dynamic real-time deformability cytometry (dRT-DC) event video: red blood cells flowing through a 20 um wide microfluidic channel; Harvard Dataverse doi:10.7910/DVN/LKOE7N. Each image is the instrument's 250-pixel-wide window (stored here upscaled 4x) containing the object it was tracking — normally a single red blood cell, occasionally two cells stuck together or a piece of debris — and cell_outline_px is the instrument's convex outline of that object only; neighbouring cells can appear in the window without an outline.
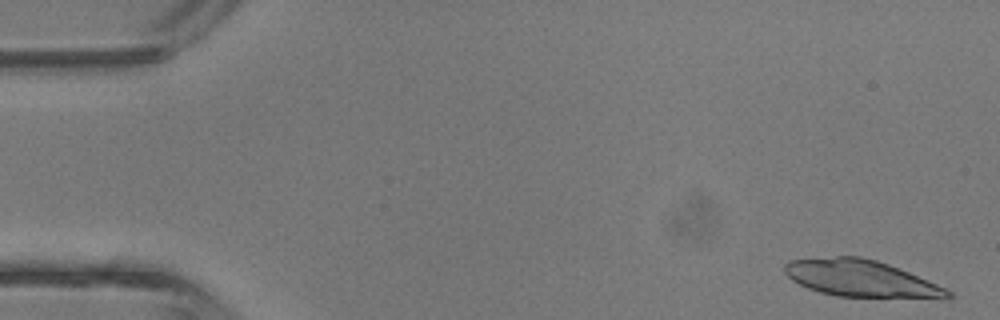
{"species": "common noctule bat (a hibernating species)", "species_latin": "Nyctalus noctula", "temperature_condition": "room temperature", "stored_images_in_passage": 13, "camera_frame_rate_fps": 3000, "um_per_image_px": 0.085, "animal": {"sex": "male", "body_mass_g": 13.3}, "frame": {"image": 1, "passage_image": 2, "time_ms": 0.333, "image_size_px": [1000, 320], "cell_outline_px": [[952, 296], [836, 296], [820, 292], [808, 288], [792, 280], [784, 272], [784, 264], [788, 260], [836, 256], [860, 256], [876, 260], [888, 264], [908, 272], [936, 284], [952, 292]], "centroid_in_image_um": [73.01, 23.62], "position_along_channel_um": 12.0, "area_um2": 33.76}}